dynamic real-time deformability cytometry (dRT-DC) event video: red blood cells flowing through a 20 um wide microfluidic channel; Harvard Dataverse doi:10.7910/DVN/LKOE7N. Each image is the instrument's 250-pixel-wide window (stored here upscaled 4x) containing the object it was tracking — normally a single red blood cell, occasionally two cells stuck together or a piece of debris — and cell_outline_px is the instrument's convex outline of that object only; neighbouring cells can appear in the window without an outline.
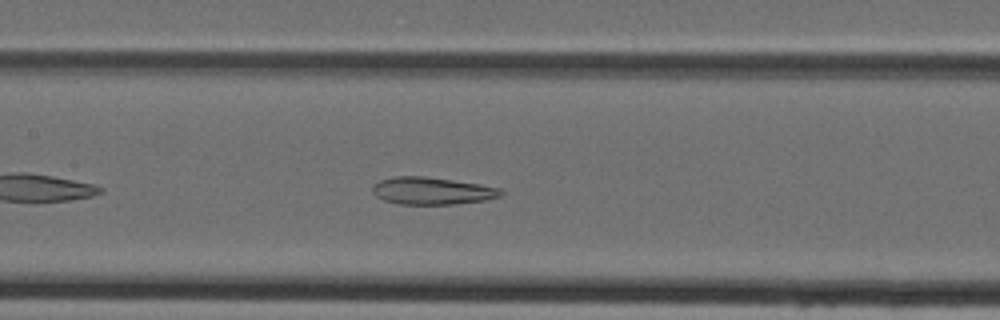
{"species": "Egyptian fruit bat (a non-hibernating species)", "species_latin": "Rousettus aegyptiacus", "temperature_condition": "cold", "stored_images_in_passage": 34, "camera_frame_rate_fps": 3000, "um_per_image_px": 0.085, "animal": {"sex": "female"}, "frame": {"image": 1, "passage_image": 10, "time_ms": 3.0, "image_size_px": [1000, 320], "cell_outline_px": [[504, 192], [500, 196], [484, 200], [452, 204], [400, 204], [384, 200], [376, 196], [372, 192], [372, 184], [380, 180], [396, 176], [424, 176], [480, 184], [500, 188]], "centroid_in_image_um": [36.69, 16.21], "position_along_channel_um": 170.7, "area_um2": 20.35}}
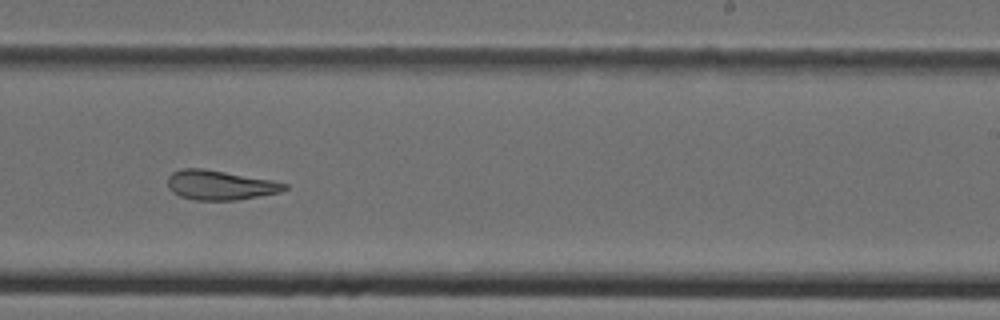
{"frame": {"image": 2, "passage_image": 17, "time_ms": 5.333, "image_size_px": [1000, 320], "cell_outline_px": [[288, 188], [280, 192], [236, 200], [196, 200], [180, 196], [172, 192], [168, 188], [168, 176], [172, 172], [180, 168], [200, 168], [272, 180], [288, 184]], "centroid_in_image_um": [18.67, 15.73], "position_along_channel_um": 270.3, "area_um2": 20.0}}
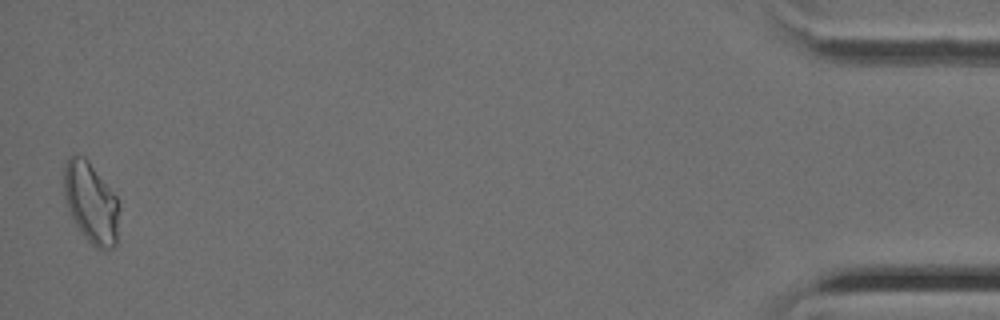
{"frame": {"image": 3, "passage_image": 34, "time_ms": 11.0, "image_size_px": [1000, 320], "cell_outline_px": [[120, 208], [116, 244], [112, 248], [96, 248], [84, 236], [76, 224], [72, 216], [64, 196], [64, 164], [68, 156], [84, 156], [88, 160], [116, 196]], "centroid_in_image_um": [7.75, 17.22], "position_along_channel_um": 427.5, "area_um2": 25.78}}